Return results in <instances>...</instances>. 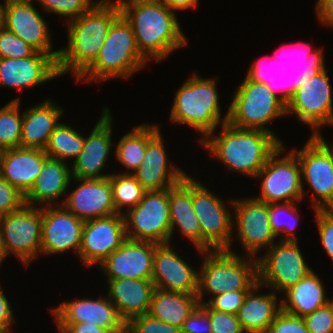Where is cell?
<instances>
[{"label":"cell","mask_w":333,"mask_h":333,"mask_svg":"<svg viewBox=\"0 0 333 333\" xmlns=\"http://www.w3.org/2000/svg\"><path fill=\"white\" fill-rule=\"evenodd\" d=\"M282 46L280 50L274 52L276 56L267 60L268 66H273L272 69L274 65H280L276 68L280 69L277 70L280 78L273 76L277 75V72L273 73L274 71L263 60H254L246 77L234 91L228 108V122L234 127L262 130L279 138L267 127V124L277 118L287 116L286 82H282L279 86L276 83L277 80L278 82L287 80L284 76L287 75L286 70L288 71V69L284 64L295 55V48L290 49L288 46L285 47V44ZM282 78L284 79L282 80Z\"/></svg>","instance_id":"1"},{"label":"cell","mask_w":333,"mask_h":333,"mask_svg":"<svg viewBox=\"0 0 333 333\" xmlns=\"http://www.w3.org/2000/svg\"><path fill=\"white\" fill-rule=\"evenodd\" d=\"M296 45L297 60L285 64L288 73L292 71L286 81L287 115L295 113L299 121L313 129V136L321 135L323 125H333L332 89L324 54L320 47L311 49L309 43Z\"/></svg>","instance_id":"2"},{"label":"cell","mask_w":333,"mask_h":333,"mask_svg":"<svg viewBox=\"0 0 333 333\" xmlns=\"http://www.w3.org/2000/svg\"><path fill=\"white\" fill-rule=\"evenodd\" d=\"M123 17L134 32L137 47L156 62L188 44L177 14L160 0H117Z\"/></svg>","instance_id":"3"},{"label":"cell","mask_w":333,"mask_h":333,"mask_svg":"<svg viewBox=\"0 0 333 333\" xmlns=\"http://www.w3.org/2000/svg\"><path fill=\"white\" fill-rule=\"evenodd\" d=\"M121 14L116 1L97 0L85 13L67 21L68 44L59 49V75L77 79L97 58L113 21Z\"/></svg>","instance_id":"4"},{"label":"cell","mask_w":333,"mask_h":333,"mask_svg":"<svg viewBox=\"0 0 333 333\" xmlns=\"http://www.w3.org/2000/svg\"><path fill=\"white\" fill-rule=\"evenodd\" d=\"M218 136L214 132L200 141L205 150L230 172L255 178L269 157L283 144L274 134L256 129H241L224 123Z\"/></svg>","instance_id":"5"},{"label":"cell","mask_w":333,"mask_h":333,"mask_svg":"<svg viewBox=\"0 0 333 333\" xmlns=\"http://www.w3.org/2000/svg\"><path fill=\"white\" fill-rule=\"evenodd\" d=\"M216 78H202L197 73L187 78L177 89L170 111V119L176 124H186L199 131L203 140L216 132L220 124L228 122L229 110L222 118Z\"/></svg>","instance_id":"6"},{"label":"cell","mask_w":333,"mask_h":333,"mask_svg":"<svg viewBox=\"0 0 333 333\" xmlns=\"http://www.w3.org/2000/svg\"><path fill=\"white\" fill-rule=\"evenodd\" d=\"M147 62L137 47L131 25L120 14L110 26L96 60L76 80L100 82L116 77L127 79L144 68Z\"/></svg>","instance_id":"7"},{"label":"cell","mask_w":333,"mask_h":333,"mask_svg":"<svg viewBox=\"0 0 333 333\" xmlns=\"http://www.w3.org/2000/svg\"><path fill=\"white\" fill-rule=\"evenodd\" d=\"M233 251L199 252L205 258L198 272L199 304L205 303L206 293L213 297L224 292L250 291L258 283L257 258L248 256L244 259Z\"/></svg>","instance_id":"8"},{"label":"cell","mask_w":333,"mask_h":333,"mask_svg":"<svg viewBox=\"0 0 333 333\" xmlns=\"http://www.w3.org/2000/svg\"><path fill=\"white\" fill-rule=\"evenodd\" d=\"M123 217L127 239L171 243L169 189L146 191L139 204L123 212Z\"/></svg>","instance_id":"9"},{"label":"cell","mask_w":333,"mask_h":333,"mask_svg":"<svg viewBox=\"0 0 333 333\" xmlns=\"http://www.w3.org/2000/svg\"><path fill=\"white\" fill-rule=\"evenodd\" d=\"M283 145L285 144L278 147L255 176L254 179H261L262 183L260 196H254V198L267 204L281 201L300 204L304 195L308 196V192H304L301 167L292 150L286 155L283 154L285 151Z\"/></svg>","instance_id":"10"},{"label":"cell","mask_w":333,"mask_h":333,"mask_svg":"<svg viewBox=\"0 0 333 333\" xmlns=\"http://www.w3.org/2000/svg\"><path fill=\"white\" fill-rule=\"evenodd\" d=\"M297 242H275L261 258L257 257L258 283L274 290L277 295L283 294L312 271Z\"/></svg>","instance_id":"11"},{"label":"cell","mask_w":333,"mask_h":333,"mask_svg":"<svg viewBox=\"0 0 333 333\" xmlns=\"http://www.w3.org/2000/svg\"><path fill=\"white\" fill-rule=\"evenodd\" d=\"M191 200L201 226L202 251L230 250L234 229L233 214L229 212L227 203L224 204L223 199L192 176Z\"/></svg>","instance_id":"12"},{"label":"cell","mask_w":333,"mask_h":333,"mask_svg":"<svg viewBox=\"0 0 333 333\" xmlns=\"http://www.w3.org/2000/svg\"><path fill=\"white\" fill-rule=\"evenodd\" d=\"M292 151L301 167L302 182L313 190V209L324 210L333 200V145L322 135H311L302 149Z\"/></svg>","instance_id":"13"},{"label":"cell","mask_w":333,"mask_h":333,"mask_svg":"<svg viewBox=\"0 0 333 333\" xmlns=\"http://www.w3.org/2000/svg\"><path fill=\"white\" fill-rule=\"evenodd\" d=\"M8 255L15 256L26 267L41 254L42 206L24 204L19 210L0 216Z\"/></svg>","instance_id":"14"},{"label":"cell","mask_w":333,"mask_h":333,"mask_svg":"<svg viewBox=\"0 0 333 333\" xmlns=\"http://www.w3.org/2000/svg\"><path fill=\"white\" fill-rule=\"evenodd\" d=\"M229 203L235 215L232 226L237 239L247 256L257 258L259 251L270 248L277 238L270 227L268 204L254 197L231 199Z\"/></svg>","instance_id":"15"},{"label":"cell","mask_w":333,"mask_h":333,"mask_svg":"<svg viewBox=\"0 0 333 333\" xmlns=\"http://www.w3.org/2000/svg\"><path fill=\"white\" fill-rule=\"evenodd\" d=\"M159 126L148 124V144L143 164L132 175L146 191L166 190L181 182L188 174L170 162Z\"/></svg>","instance_id":"16"},{"label":"cell","mask_w":333,"mask_h":333,"mask_svg":"<svg viewBox=\"0 0 333 333\" xmlns=\"http://www.w3.org/2000/svg\"><path fill=\"white\" fill-rule=\"evenodd\" d=\"M126 239L123 214L87 220L82 229L78 257L86 267L101 264Z\"/></svg>","instance_id":"17"},{"label":"cell","mask_w":333,"mask_h":333,"mask_svg":"<svg viewBox=\"0 0 333 333\" xmlns=\"http://www.w3.org/2000/svg\"><path fill=\"white\" fill-rule=\"evenodd\" d=\"M84 222L63 205L42 207L41 255L76 251L81 245Z\"/></svg>","instance_id":"18"},{"label":"cell","mask_w":333,"mask_h":333,"mask_svg":"<svg viewBox=\"0 0 333 333\" xmlns=\"http://www.w3.org/2000/svg\"><path fill=\"white\" fill-rule=\"evenodd\" d=\"M92 132L84 137V147L71 164L73 178L99 179L111 174H103L112 146V116L108 108H103Z\"/></svg>","instance_id":"19"},{"label":"cell","mask_w":333,"mask_h":333,"mask_svg":"<svg viewBox=\"0 0 333 333\" xmlns=\"http://www.w3.org/2000/svg\"><path fill=\"white\" fill-rule=\"evenodd\" d=\"M159 244L126 239L101 264L100 270L111 279L152 280L155 248Z\"/></svg>","instance_id":"20"},{"label":"cell","mask_w":333,"mask_h":333,"mask_svg":"<svg viewBox=\"0 0 333 333\" xmlns=\"http://www.w3.org/2000/svg\"><path fill=\"white\" fill-rule=\"evenodd\" d=\"M55 323H90L97 327L121 333L126 329L125 321L119 316L115 305L106 297L74 298L63 301L56 308H50Z\"/></svg>","instance_id":"21"},{"label":"cell","mask_w":333,"mask_h":333,"mask_svg":"<svg viewBox=\"0 0 333 333\" xmlns=\"http://www.w3.org/2000/svg\"><path fill=\"white\" fill-rule=\"evenodd\" d=\"M60 77L57 60L46 53L35 52L26 58H0V86L31 89Z\"/></svg>","instance_id":"22"},{"label":"cell","mask_w":333,"mask_h":333,"mask_svg":"<svg viewBox=\"0 0 333 333\" xmlns=\"http://www.w3.org/2000/svg\"><path fill=\"white\" fill-rule=\"evenodd\" d=\"M74 180L79 182V186H76L77 188L71 191L63 201H60V205L83 221L116 214L109 177L72 178V181Z\"/></svg>","instance_id":"23"},{"label":"cell","mask_w":333,"mask_h":333,"mask_svg":"<svg viewBox=\"0 0 333 333\" xmlns=\"http://www.w3.org/2000/svg\"><path fill=\"white\" fill-rule=\"evenodd\" d=\"M34 3L7 1L4 27L13 32L37 52L46 53L56 60L59 49L53 51L50 30Z\"/></svg>","instance_id":"24"},{"label":"cell","mask_w":333,"mask_h":333,"mask_svg":"<svg viewBox=\"0 0 333 333\" xmlns=\"http://www.w3.org/2000/svg\"><path fill=\"white\" fill-rule=\"evenodd\" d=\"M152 281L156 288L197 295L198 271L172 249L171 244H159L155 248Z\"/></svg>","instance_id":"25"},{"label":"cell","mask_w":333,"mask_h":333,"mask_svg":"<svg viewBox=\"0 0 333 333\" xmlns=\"http://www.w3.org/2000/svg\"><path fill=\"white\" fill-rule=\"evenodd\" d=\"M49 156L42 149L16 147L0 153V175L24 196L33 187Z\"/></svg>","instance_id":"26"},{"label":"cell","mask_w":333,"mask_h":333,"mask_svg":"<svg viewBox=\"0 0 333 333\" xmlns=\"http://www.w3.org/2000/svg\"><path fill=\"white\" fill-rule=\"evenodd\" d=\"M107 283V296L125 323L136 316L148 314L155 289L152 280L120 278L108 280Z\"/></svg>","instance_id":"27"},{"label":"cell","mask_w":333,"mask_h":333,"mask_svg":"<svg viewBox=\"0 0 333 333\" xmlns=\"http://www.w3.org/2000/svg\"><path fill=\"white\" fill-rule=\"evenodd\" d=\"M62 114L63 109L51 101V98L24 109L20 147L45 150Z\"/></svg>","instance_id":"28"},{"label":"cell","mask_w":333,"mask_h":333,"mask_svg":"<svg viewBox=\"0 0 333 333\" xmlns=\"http://www.w3.org/2000/svg\"><path fill=\"white\" fill-rule=\"evenodd\" d=\"M72 171L67 163L48 157L43 164L31 190L24 196L25 204L34 206H54L67 191L72 182ZM55 201V202H54ZM36 202V203H35ZM42 203V204H41Z\"/></svg>","instance_id":"29"},{"label":"cell","mask_w":333,"mask_h":333,"mask_svg":"<svg viewBox=\"0 0 333 333\" xmlns=\"http://www.w3.org/2000/svg\"><path fill=\"white\" fill-rule=\"evenodd\" d=\"M169 211L171 224V239L175 228L202 251V233L197 215L191 200V176L187 175L181 182L169 188Z\"/></svg>","instance_id":"30"},{"label":"cell","mask_w":333,"mask_h":333,"mask_svg":"<svg viewBox=\"0 0 333 333\" xmlns=\"http://www.w3.org/2000/svg\"><path fill=\"white\" fill-rule=\"evenodd\" d=\"M264 288L257 283L247 294L237 312V319L244 333H267L276 315L281 311V302L277 295L271 293L258 294Z\"/></svg>","instance_id":"31"},{"label":"cell","mask_w":333,"mask_h":333,"mask_svg":"<svg viewBox=\"0 0 333 333\" xmlns=\"http://www.w3.org/2000/svg\"><path fill=\"white\" fill-rule=\"evenodd\" d=\"M324 286L319 276L312 270L296 285L283 293L285 295L280 300L281 310L298 317L313 313L333 300L326 296Z\"/></svg>","instance_id":"32"},{"label":"cell","mask_w":333,"mask_h":333,"mask_svg":"<svg viewBox=\"0 0 333 333\" xmlns=\"http://www.w3.org/2000/svg\"><path fill=\"white\" fill-rule=\"evenodd\" d=\"M199 305L197 295L154 289L148 314L170 325L182 328L184 321Z\"/></svg>","instance_id":"33"},{"label":"cell","mask_w":333,"mask_h":333,"mask_svg":"<svg viewBox=\"0 0 333 333\" xmlns=\"http://www.w3.org/2000/svg\"><path fill=\"white\" fill-rule=\"evenodd\" d=\"M117 142L115 158L119 164L127 168L128 171L124 174H132L143 164L148 144V124L137 125Z\"/></svg>","instance_id":"34"},{"label":"cell","mask_w":333,"mask_h":333,"mask_svg":"<svg viewBox=\"0 0 333 333\" xmlns=\"http://www.w3.org/2000/svg\"><path fill=\"white\" fill-rule=\"evenodd\" d=\"M84 147V136L66 123H59L51 133L45 153L53 159H76Z\"/></svg>","instance_id":"35"},{"label":"cell","mask_w":333,"mask_h":333,"mask_svg":"<svg viewBox=\"0 0 333 333\" xmlns=\"http://www.w3.org/2000/svg\"><path fill=\"white\" fill-rule=\"evenodd\" d=\"M109 179L116 213L123 214V209L126 212L138 205L146 192L132 174L111 173Z\"/></svg>","instance_id":"36"},{"label":"cell","mask_w":333,"mask_h":333,"mask_svg":"<svg viewBox=\"0 0 333 333\" xmlns=\"http://www.w3.org/2000/svg\"><path fill=\"white\" fill-rule=\"evenodd\" d=\"M20 97L0 108V151L20 147L23 113Z\"/></svg>","instance_id":"37"},{"label":"cell","mask_w":333,"mask_h":333,"mask_svg":"<svg viewBox=\"0 0 333 333\" xmlns=\"http://www.w3.org/2000/svg\"><path fill=\"white\" fill-rule=\"evenodd\" d=\"M297 203L298 202H280L268 204L271 230L276 237H280L282 233V238H280L279 241H297L298 237L295 236V231H293L296 230L295 228L297 227L296 225H298L299 219Z\"/></svg>","instance_id":"38"},{"label":"cell","mask_w":333,"mask_h":333,"mask_svg":"<svg viewBox=\"0 0 333 333\" xmlns=\"http://www.w3.org/2000/svg\"><path fill=\"white\" fill-rule=\"evenodd\" d=\"M97 1L92 0H40L45 12L67 17V21L79 17L89 10ZM69 17V18H68Z\"/></svg>","instance_id":"39"},{"label":"cell","mask_w":333,"mask_h":333,"mask_svg":"<svg viewBox=\"0 0 333 333\" xmlns=\"http://www.w3.org/2000/svg\"><path fill=\"white\" fill-rule=\"evenodd\" d=\"M36 50L25 41L7 30L0 29V58H26L33 55Z\"/></svg>","instance_id":"40"},{"label":"cell","mask_w":333,"mask_h":333,"mask_svg":"<svg viewBox=\"0 0 333 333\" xmlns=\"http://www.w3.org/2000/svg\"><path fill=\"white\" fill-rule=\"evenodd\" d=\"M129 333H182L181 328L153 318L149 314L139 315L126 323Z\"/></svg>","instance_id":"41"},{"label":"cell","mask_w":333,"mask_h":333,"mask_svg":"<svg viewBox=\"0 0 333 333\" xmlns=\"http://www.w3.org/2000/svg\"><path fill=\"white\" fill-rule=\"evenodd\" d=\"M211 321V333H244L236 314L212 309L207 303L199 304Z\"/></svg>","instance_id":"42"},{"label":"cell","mask_w":333,"mask_h":333,"mask_svg":"<svg viewBox=\"0 0 333 333\" xmlns=\"http://www.w3.org/2000/svg\"><path fill=\"white\" fill-rule=\"evenodd\" d=\"M303 319L309 333H333V300Z\"/></svg>","instance_id":"43"},{"label":"cell","mask_w":333,"mask_h":333,"mask_svg":"<svg viewBox=\"0 0 333 333\" xmlns=\"http://www.w3.org/2000/svg\"><path fill=\"white\" fill-rule=\"evenodd\" d=\"M24 204V195L0 175V216L19 210Z\"/></svg>","instance_id":"44"},{"label":"cell","mask_w":333,"mask_h":333,"mask_svg":"<svg viewBox=\"0 0 333 333\" xmlns=\"http://www.w3.org/2000/svg\"><path fill=\"white\" fill-rule=\"evenodd\" d=\"M248 292L249 291L224 292L220 295L210 296V299L205 301V303L212 309L229 314H237Z\"/></svg>","instance_id":"45"},{"label":"cell","mask_w":333,"mask_h":333,"mask_svg":"<svg viewBox=\"0 0 333 333\" xmlns=\"http://www.w3.org/2000/svg\"><path fill=\"white\" fill-rule=\"evenodd\" d=\"M267 333H309L303 317L280 311L271 323Z\"/></svg>","instance_id":"46"},{"label":"cell","mask_w":333,"mask_h":333,"mask_svg":"<svg viewBox=\"0 0 333 333\" xmlns=\"http://www.w3.org/2000/svg\"><path fill=\"white\" fill-rule=\"evenodd\" d=\"M314 212H316V224L321 244L333 261V214L325 210H315Z\"/></svg>","instance_id":"47"},{"label":"cell","mask_w":333,"mask_h":333,"mask_svg":"<svg viewBox=\"0 0 333 333\" xmlns=\"http://www.w3.org/2000/svg\"><path fill=\"white\" fill-rule=\"evenodd\" d=\"M182 333H211V321L207 312L198 305L181 328Z\"/></svg>","instance_id":"48"},{"label":"cell","mask_w":333,"mask_h":333,"mask_svg":"<svg viewBox=\"0 0 333 333\" xmlns=\"http://www.w3.org/2000/svg\"><path fill=\"white\" fill-rule=\"evenodd\" d=\"M13 310L0 286V333L11 332V326L15 323Z\"/></svg>","instance_id":"49"},{"label":"cell","mask_w":333,"mask_h":333,"mask_svg":"<svg viewBox=\"0 0 333 333\" xmlns=\"http://www.w3.org/2000/svg\"><path fill=\"white\" fill-rule=\"evenodd\" d=\"M59 333H112L90 323H56Z\"/></svg>","instance_id":"50"},{"label":"cell","mask_w":333,"mask_h":333,"mask_svg":"<svg viewBox=\"0 0 333 333\" xmlns=\"http://www.w3.org/2000/svg\"><path fill=\"white\" fill-rule=\"evenodd\" d=\"M315 11L321 23L333 28V0H318Z\"/></svg>","instance_id":"51"},{"label":"cell","mask_w":333,"mask_h":333,"mask_svg":"<svg viewBox=\"0 0 333 333\" xmlns=\"http://www.w3.org/2000/svg\"><path fill=\"white\" fill-rule=\"evenodd\" d=\"M165 4L170 10L176 12L187 11L189 8H196L198 5V0H160Z\"/></svg>","instance_id":"52"},{"label":"cell","mask_w":333,"mask_h":333,"mask_svg":"<svg viewBox=\"0 0 333 333\" xmlns=\"http://www.w3.org/2000/svg\"><path fill=\"white\" fill-rule=\"evenodd\" d=\"M7 251L4 244L1 224H0V265L3 263V260L7 257Z\"/></svg>","instance_id":"53"},{"label":"cell","mask_w":333,"mask_h":333,"mask_svg":"<svg viewBox=\"0 0 333 333\" xmlns=\"http://www.w3.org/2000/svg\"><path fill=\"white\" fill-rule=\"evenodd\" d=\"M3 5L0 2V29L4 27L5 24V8L7 4V0L4 1Z\"/></svg>","instance_id":"54"},{"label":"cell","mask_w":333,"mask_h":333,"mask_svg":"<svg viewBox=\"0 0 333 333\" xmlns=\"http://www.w3.org/2000/svg\"><path fill=\"white\" fill-rule=\"evenodd\" d=\"M324 210L333 214V200Z\"/></svg>","instance_id":"55"},{"label":"cell","mask_w":333,"mask_h":333,"mask_svg":"<svg viewBox=\"0 0 333 333\" xmlns=\"http://www.w3.org/2000/svg\"><path fill=\"white\" fill-rule=\"evenodd\" d=\"M7 1L24 2V3H32V1L34 2V0H7ZM35 1L39 2L40 0H35Z\"/></svg>","instance_id":"56"},{"label":"cell","mask_w":333,"mask_h":333,"mask_svg":"<svg viewBox=\"0 0 333 333\" xmlns=\"http://www.w3.org/2000/svg\"><path fill=\"white\" fill-rule=\"evenodd\" d=\"M121 333H129L126 329L123 331V332H121Z\"/></svg>","instance_id":"57"}]
</instances>
